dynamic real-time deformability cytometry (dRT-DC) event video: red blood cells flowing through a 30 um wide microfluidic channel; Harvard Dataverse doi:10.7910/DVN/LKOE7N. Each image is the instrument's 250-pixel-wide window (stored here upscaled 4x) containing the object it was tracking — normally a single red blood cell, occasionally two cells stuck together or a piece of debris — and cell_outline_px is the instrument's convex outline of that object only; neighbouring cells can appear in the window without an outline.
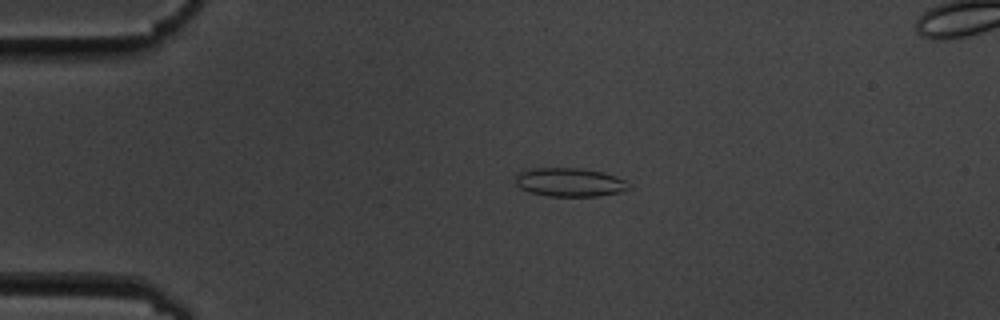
{"species": "common noctule bat (a hibernating species)", "species_latin": "Nyctalus noctula", "temperature_condition": "cold", "stored_images_in_passage": 5, "camera_frame_rate_fps": 3000, "um_per_image_px": 0.085, "animal": {"sex": "male", "body_mass_g": 19.5, "forearm_length_mm": 54.6}, "frame": {"image": 1, "passage_image": 3, "time_ms": 2.333, "image_size_px": [1000, 320], "cell_outline_px": [[632, 188], [620, 192], [600, 196], [548, 196], [528, 192], [520, 188], [516, 184], [516, 176], [520, 172], [532, 168], [580, 168], [604, 172], [616, 176], [632, 184]], "centroid_in_image_um": [48.47, 15.49], "position_along_channel_um": 36.5, "area_um2": 19.13}}